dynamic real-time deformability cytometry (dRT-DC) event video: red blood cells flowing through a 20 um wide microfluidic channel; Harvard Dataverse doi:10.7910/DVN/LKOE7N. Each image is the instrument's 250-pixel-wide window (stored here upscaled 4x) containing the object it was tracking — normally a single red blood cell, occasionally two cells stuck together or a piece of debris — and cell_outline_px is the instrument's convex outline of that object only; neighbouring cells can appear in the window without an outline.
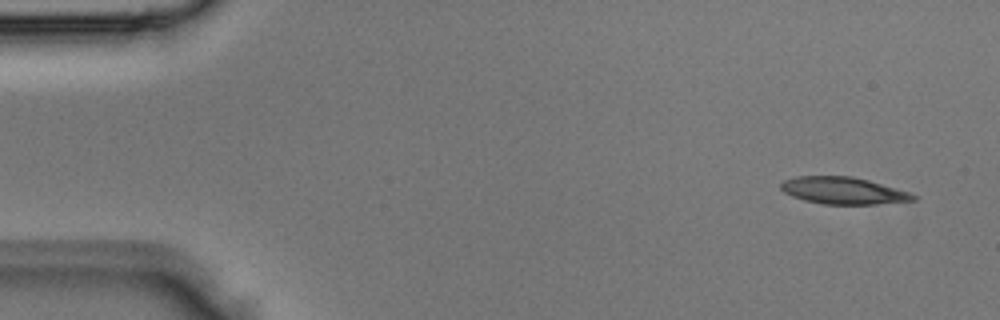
{"species": "Egyptian fruit bat (a non-hibernating species)", "species_latin": "Rousettus aegyptiacus", "temperature_condition": "room temperature", "stored_images_in_passage": 3, "camera_frame_rate_fps": 3000, "um_per_image_px": 0.085, "animal": {"sex": "male"}, "frame": {"image": 1, "passage_image": 1, "time_ms": 0.0, "image_size_px": [1000, 320], "cell_outline_px": [[920, 200], [876, 204], [824, 204], [804, 200], [792, 196], [784, 192], [780, 188], [780, 184], [784, 180], [796, 176], [852, 176], [868, 180], [908, 192], [920, 196]], "centroid_in_image_um": [71.7, 16.21], "position_along_channel_um": 13.3, "area_um2": 20.87}}